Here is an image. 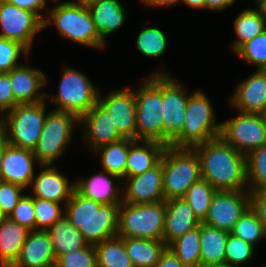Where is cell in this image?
<instances>
[{"mask_svg":"<svg viewBox=\"0 0 266 267\" xmlns=\"http://www.w3.org/2000/svg\"><path fill=\"white\" fill-rule=\"evenodd\" d=\"M56 263L52 242L46 231L32 230L12 267H50Z\"/></svg>","mask_w":266,"mask_h":267,"instance_id":"cb8c5ba5","label":"cell"},{"mask_svg":"<svg viewBox=\"0 0 266 267\" xmlns=\"http://www.w3.org/2000/svg\"><path fill=\"white\" fill-rule=\"evenodd\" d=\"M46 102L18 104L0 117L1 133L8 144L35 149L48 111Z\"/></svg>","mask_w":266,"mask_h":267,"instance_id":"5b68a950","label":"cell"},{"mask_svg":"<svg viewBox=\"0 0 266 267\" xmlns=\"http://www.w3.org/2000/svg\"><path fill=\"white\" fill-rule=\"evenodd\" d=\"M97 267H134L123 237L118 235L94 245Z\"/></svg>","mask_w":266,"mask_h":267,"instance_id":"d6a6232c","label":"cell"},{"mask_svg":"<svg viewBox=\"0 0 266 267\" xmlns=\"http://www.w3.org/2000/svg\"><path fill=\"white\" fill-rule=\"evenodd\" d=\"M82 139L90 151L117 142L123 137L113 124L110 113L98 101L87 113L79 118Z\"/></svg>","mask_w":266,"mask_h":267,"instance_id":"2e32d148","label":"cell"},{"mask_svg":"<svg viewBox=\"0 0 266 267\" xmlns=\"http://www.w3.org/2000/svg\"><path fill=\"white\" fill-rule=\"evenodd\" d=\"M200 159L201 178L217 191L249 190L247 156L221 136L193 147Z\"/></svg>","mask_w":266,"mask_h":267,"instance_id":"6da1fadb","label":"cell"},{"mask_svg":"<svg viewBox=\"0 0 266 267\" xmlns=\"http://www.w3.org/2000/svg\"><path fill=\"white\" fill-rule=\"evenodd\" d=\"M38 167L42 169L32 179L29 189H32L33 194L30 195L66 205L74 190V182L61 174L54 164Z\"/></svg>","mask_w":266,"mask_h":267,"instance_id":"ffe728a7","label":"cell"},{"mask_svg":"<svg viewBox=\"0 0 266 267\" xmlns=\"http://www.w3.org/2000/svg\"><path fill=\"white\" fill-rule=\"evenodd\" d=\"M37 162V163H36ZM38 163L33 151L7 143L2 160L1 181L21 185L29 189Z\"/></svg>","mask_w":266,"mask_h":267,"instance_id":"44dd1931","label":"cell"},{"mask_svg":"<svg viewBox=\"0 0 266 267\" xmlns=\"http://www.w3.org/2000/svg\"><path fill=\"white\" fill-rule=\"evenodd\" d=\"M246 156L249 192L266 190V145L252 150Z\"/></svg>","mask_w":266,"mask_h":267,"instance_id":"74e56055","label":"cell"},{"mask_svg":"<svg viewBox=\"0 0 266 267\" xmlns=\"http://www.w3.org/2000/svg\"><path fill=\"white\" fill-rule=\"evenodd\" d=\"M256 8V9H255ZM232 25L236 40L231 44V50L235 52L242 44L252 40L266 30V21L258 8H245L235 18Z\"/></svg>","mask_w":266,"mask_h":267,"instance_id":"1f68e13d","label":"cell"},{"mask_svg":"<svg viewBox=\"0 0 266 267\" xmlns=\"http://www.w3.org/2000/svg\"><path fill=\"white\" fill-rule=\"evenodd\" d=\"M200 225L172 241L167 247L188 267L200 266Z\"/></svg>","mask_w":266,"mask_h":267,"instance_id":"836d02e7","label":"cell"},{"mask_svg":"<svg viewBox=\"0 0 266 267\" xmlns=\"http://www.w3.org/2000/svg\"><path fill=\"white\" fill-rule=\"evenodd\" d=\"M160 162L165 201L182 198L188 188L201 178L200 159L193 148L166 146Z\"/></svg>","mask_w":266,"mask_h":267,"instance_id":"8992f818","label":"cell"},{"mask_svg":"<svg viewBox=\"0 0 266 267\" xmlns=\"http://www.w3.org/2000/svg\"><path fill=\"white\" fill-rule=\"evenodd\" d=\"M98 101L110 113L118 133L123 138L137 140L135 90L125 86L111 90L104 97L99 91Z\"/></svg>","mask_w":266,"mask_h":267,"instance_id":"9a60e30c","label":"cell"},{"mask_svg":"<svg viewBox=\"0 0 266 267\" xmlns=\"http://www.w3.org/2000/svg\"><path fill=\"white\" fill-rule=\"evenodd\" d=\"M149 76L135 90L137 140L162 143V74Z\"/></svg>","mask_w":266,"mask_h":267,"instance_id":"30bf717a","label":"cell"},{"mask_svg":"<svg viewBox=\"0 0 266 267\" xmlns=\"http://www.w3.org/2000/svg\"><path fill=\"white\" fill-rule=\"evenodd\" d=\"M76 3H79L81 5H84L86 7L90 6L93 3L99 2L100 0H70Z\"/></svg>","mask_w":266,"mask_h":267,"instance_id":"9f6ffc18","label":"cell"},{"mask_svg":"<svg viewBox=\"0 0 266 267\" xmlns=\"http://www.w3.org/2000/svg\"><path fill=\"white\" fill-rule=\"evenodd\" d=\"M255 4L266 21V0H255Z\"/></svg>","mask_w":266,"mask_h":267,"instance_id":"11a10c76","label":"cell"},{"mask_svg":"<svg viewBox=\"0 0 266 267\" xmlns=\"http://www.w3.org/2000/svg\"><path fill=\"white\" fill-rule=\"evenodd\" d=\"M255 247L243 239L229 233L225 247V262L233 267L249 263L255 256Z\"/></svg>","mask_w":266,"mask_h":267,"instance_id":"60d3db41","label":"cell"},{"mask_svg":"<svg viewBox=\"0 0 266 267\" xmlns=\"http://www.w3.org/2000/svg\"><path fill=\"white\" fill-rule=\"evenodd\" d=\"M29 55L30 51L21 43L0 37V72H10L22 64L18 62L21 56Z\"/></svg>","mask_w":266,"mask_h":267,"instance_id":"b9f144b4","label":"cell"},{"mask_svg":"<svg viewBox=\"0 0 266 267\" xmlns=\"http://www.w3.org/2000/svg\"><path fill=\"white\" fill-rule=\"evenodd\" d=\"M237 57L255 66L256 70L266 69V30L242 44L235 52Z\"/></svg>","mask_w":266,"mask_h":267,"instance_id":"f35d334b","label":"cell"},{"mask_svg":"<svg viewBox=\"0 0 266 267\" xmlns=\"http://www.w3.org/2000/svg\"><path fill=\"white\" fill-rule=\"evenodd\" d=\"M237 0H205V10L223 11L228 7H232Z\"/></svg>","mask_w":266,"mask_h":267,"instance_id":"f907efd6","label":"cell"},{"mask_svg":"<svg viewBox=\"0 0 266 267\" xmlns=\"http://www.w3.org/2000/svg\"><path fill=\"white\" fill-rule=\"evenodd\" d=\"M7 145V140L4 135L0 132V180H1V172H2V160L4 155V149Z\"/></svg>","mask_w":266,"mask_h":267,"instance_id":"db71d44e","label":"cell"},{"mask_svg":"<svg viewBox=\"0 0 266 267\" xmlns=\"http://www.w3.org/2000/svg\"><path fill=\"white\" fill-rule=\"evenodd\" d=\"M229 106L236 111L264 114L266 111V71L255 70L237 84L229 98Z\"/></svg>","mask_w":266,"mask_h":267,"instance_id":"ac0fdd59","label":"cell"},{"mask_svg":"<svg viewBox=\"0 0 266 267\" xmlns=\"http://www.w3.org/2000/svg\"><path fill=\"white\" fill-rule=\"evenodd\" d=\"M7 3L15 5L21 9L32 11L36 13L42 20H44L47 10L46 7L48 0H5ZM56 0H52L55 2ZM46 8V9H45ZM46 10L45 14H41L42 11Z\"/></svg>","mask_w":266,"mask_h":267,"instance_id":"7dc6e473","label":"cell"},{"mask_svg":"<svg viewBox=\"0 0 266 267\" xmlns=\"http://www.w3.org/2000/svg\"><path fill=\"white\" fill-rule=\"evenodd\" d=\"M8 218L13 222L25 226L30 231L36 230L34 197L30 193L27 195L24 193Z\"/></svg>","mask_w":266,"mask_h":267,"instance_id":"ee69618b","label":"cell"},{"mask_svg":"<svg viewBox=\"0 0 266 267\" xmlns=\"http://www.w3.org/2000/svg\"><path fill=\"white\" fill-rule=\"evenodd\" d=\"M208 98L201 90L190 93L182 132L171 142L170 146L193 148L220 136L221 122L217 123L214 106Z\"/></svg>","mask_w":266,"mask_h":267,"instance_id":"277c9868","label":"cell"},{"mask_svg":"<svg viewBox=\"0 0 266 267\" xmlns=\"http://www.w3.org/2000/svg\"><path fill=\"white\" fill-rule=\"evenodd\" d=\"M135 140L122 138L117 142L103 145L95 152L100 158L102 170L119 177L126 178V164L129 153V146Z\"/></svg>","mask_w":266,"mask_h":267,"instance_id":"4dcf8cb0","label":"cell"},{"mask_svg":"<svg viewBox=\"0 0 266 267\" xmlns=\"http://www.w3.org/2000/svg\"><path fill=\"white\" fill-rule=\"evenodd\" d=\"M43 20V29L55 25L56 32L65 39L92 49H104L106 43L98 34L88 8L73 1L56 0Z\"/></svg>","mask_w":266,"mask_h":267,"instance_id":"3957f363","label":"cell"},{"mask_svg":"<svg viewBox=\"0 0 266 267\" xmlns=\"http://www.w3.org/2000/svg\"><path fill=\"white\" fill-rule=\"evenodd\" d=\"M162 74V102L159 115L162 119V144L169 146L182 132L185 122V109L189 94L185 86L175 79L171 73L163 69L152 72ZM174 77V78H173Z\"/></svg>","mask_w":266,"mask_h":267,"instance_id":"8fae6325","label":"cell"},{"mask_svg":"<svg viewBox=\"0 0 266 267\" xmlns=\"http://www.w3.org/2000/svg\"><path fill=\"white\" fill-rule=\"evenodd\" d=\"M155 267H188L183 264L178 257L166 247V249L160 255L159 261Z\"/></svg>","mask_w":266,"mask_h":267,"instance_id":"681fc988","label":"cell"},{"mask_svg":"<svg viewBox=\"0 0 266 267\" xmlns=\"http://www.w3.org/2000/svg\"><path fill=\"white\" fill-rule=\"evenodd\" d=\"M122 184L125 187L122 188L123 202L125 203L147 204L165 200L161 162L140 175L124 178Z\"/></svg>","mask_w":266,"mask_h":267,"instance_id":"e0dca14e","label":"cell"},{"mask_svg":"<svg viewBox=\"0 0 266 267\" xmlns=\"http://www.w3.org/2000/svg\"><path fill=\"white\" fill-rule=\"evenodd\" d=\"M251 207L256 211L266 231V190L250 193Z\"/></svg>","mask_w":266,"mask_h":267,"instance_id":"c3c4849f","label":"cell"},{"mask_svg":"<svg viewBox=\"0 0 266 267\" xmlns=\"http://www.w3.org/2000/svg\"><path fill=\"white\" fill-rule=\"evenodd\" d=\"M120 204L102 205L73 190L65 216L88 244L96 245L117 235Z\"/></svg>","mask_w":266,"mask_h":267,"instance_id":"7a4b0ae2","label":"cell"},{"mask_svg":"<svg viewBox=\"0 0 266 267\" xmlns=\"http://www.w3.org/2000/svg\"><path fill=\"white\" fill-rule=\"evenodd\" d=\"M233 235L243 239L252 246L266 238V231L256 211L250 206L236 222Z\"/></svg>","mask_w":266,"mask_h":267,"instance_id":"8d00e7d4","label":"cell"},{"mask_svg":"<svg viewBox=\"0 0 266 267\" xmlns=\"http://www.w3.org/2000/svg\"><path fill=\"white\" fill-rule=\"evenodd\" d=\"M165 212V200L147 204L122 202L119 208L117 235L162 240Z\"/></svg>","mask_w":266,"mask_h":267,"instance_id":"9c48e42d","label":"cell"},{"mask_svg":"<svg viewBox=\"0 0 266 267\" xmlns=\"http://www.w3.org/2000/svg\"><path fill=\"white\" fill-rule=\"evenodd\" d=\"M36 230L46 231L65 214V205L34 197Z\"/></svg>","mask_w":266,"mask_h":267,"instance_id":"ab89813d","label":"cell"},{"mask_svg":"<svg viewBox=\"0 0 266 267\" xmlns=\"http://www.w3.org/2000/svg\"><path fill=\"white\" fill-rule=\"evenodd\" d=\"M136 48L143 56L158 58L165 54L168 40L165 33L156 26L142 27L136 38Z\"/></svg>","mask_w":266,"mask_h":267,"instance_id":"d590c367","label":"cell"},{"mask_svg":"<svg viewBox=\"0 0 266 267\" xmlns=\"http://www.w3.org/2000/svg\"><path fill=\"white\" fill-rule=\"evenodd\" d=\"M229 232L200 223V265L225 262Z\"/></svg>","mask_w":266,"mask_h":267,"instance_id":"f1b7e54d","label":"cell"},{"mask_svg":"<svg viewBox=\"0 0 266 267\" xmlns=\"http://www.w3.org/2000/svg\"><path fill=\"white\" fill-rule=\"evenodd\" d=\"M165 147L166 145L156 141L135 140L129 146L126 178L140 175L156 166Z\"/></svg>","mask_w":266,"mask_h":267,"instance_id":"484cf974","label":"cell"},{"mask_svg":"<svg viewBox=\"0 0 266 267\" xmlns=\"http://www.w3.org/2000/svg\"><path fill=\"white\" fill-rule=\"evenodd\" d=\"M0 37L24 45L30 52L34 37L43 29V20L34 12L0 0Z\"/></svg>","mask_w":266,"mask_h":267,"instance_id":"4fadbf2b","label":"cell"},{"mask_svg":"<svg viewBox=\"0 0 266 267\" xmlns=\"http://www.w3.org/2000/svg\"><path fill=\"white\" fill-rule=\"evenodd\" d=\"M30 230L6 217L0 223V266L12 267Z\"/></svg>","mask_w":266,"mask_h":267,"instance_id":"4316f807","label":"cell"},{"mask_svg":"<svg viewBox=\"0 0 266 267\" xmlns=\"http://www.w3.org/2000/svg\"><path fill=\"white\" fill-rule=\"evenodd\" d=\"M180 4H185L187 7H190L192 9H199L204 10L205 9V0H180Z\"/></svg>","mask_w":266,"mask_h":267,"instance_id":"f5cc1de1","label":"cell"},{"mask_svg":"<svg viewBox=\"0 0 266 267\" xmlns=\"http://www.w3.org/2000/svg\"><path fill=\"white\" fill-rule=\"evenodd\" d=\"M43 70L20 64L10 71V82L14 98L19 104L38 103L46 99L42 88L48 83Z\"/></svg>","mask_w":266,"mask_h":267,"instance_id":"7402d4cb","label":"cell"},{"mask_svg":"<svg viewBox=\"0 0 266 267\" xmlns=\"http://www.w3.org/2000/svg\"><path fill=\"white\" fill-rule=\"evenodd\" d=\"M87 8L98 34L105 42L110 34L124 26L128 15L120 0H100Z\"/></svg>","mask_w":266,"mask_h":267,"instance_id":"d4e9b609","label":"cell"},{"mask_svg":"<svg viewBox=\"0 0 266 267\" xmlns=\"http://www.w3.org/2000/svg\"><path fill=\"white\" fill-rule=\"evenodd\" d=\"M216 192L217 190L206 179L200 178L188 188L182 198L192 208L198 220L203 222Z\"/></svg>","mask_w":266,"mask_h":267,"instance_id":"e575fe53","label":"cell"},{"mask_svg":"<svg viewBox=\"0 0 266 267\" xmlns=\"http://www.w3.org/2000/svg\"><path fill=\"white\" fill-rule=\"evenodd\" d=\"M199 267H233L226 262L200 265Z\"/></svg>","mask_w":266,"mask_h":267,"instance_id":"6f0895ef","label":"cell"},{"mask_svg":"<svg viewBox=\"0 0 266 267\" xmlns=\"http://www.w3.org/2000/svg\"><path fill=\"white\" fill-rule=\"evenodd\" d=\"M18 104L11 87L10 72H0V117Z\"/></svg>","mask_w":266,"mask_h":267,"instance_id":"bcb514c9","label":"cell"},{"mask_svg":"<svg viewBox=\"0 0 266 267\" xmlns=\"http://www.w3.org/2000/svg\"><path fill=\"white\" fill-rule=\"evenodd\" d=\"M140 2L143 3L145 7H148V8L156 7L157 9V7L158 8H162V7L169 8L171 6H175L179 4L180 0H140Z\"/></svg>","mask_w":266,"mask_h":267,"instance_id":"816d5d0a","label":"cell"},{"mask_svg":"<svg viewBox=\"0 0 266 267\" xmlns=\"http://www.w3.org/2000/svg\"><path fill=\"white\" fill-rule=\"evenodd\" d=\"M237 112V116L221 122L220 136L234 149L248 155L266 145V119L264 114Z\"/></svg>","mask_w":266,"mask_h":267,"instance_id":"7c38bea8","label":"cell"},{"mask_svg":"<svg viewBox=\"0 0 266 267\" xmlns=\"http://www.w3.org/2000/svg\"><path fill=\"white\" fill-rule=\"evenodd\" d=\"M200 221L183 198L166 200L162 240L168 246L172 241L198 227Z\"/></svg>","mask_w":266,"mask_h":267,"instance_id":"603a6c76","label":"cell"},{"mask_svg":"<svg viewBox=\"0 0 266 267\" xmlns=\"http://www.w3.org/2000/svg\"><path fill=\"white\" fill-rule=\"evenodd\" d=\"M53 245L56 260L69 252L77 251L88 243L80 231L64 215L46 230Z\"/></svg>","mask_w":266,"mask_h":267,"instance_id":"83f0119b","label":"cell"},{"mask_svg":"<svg viewBox=\"0 0 266 267\" xmlns=\"http://www.w3.org/2000/svg\"><path fill=\"white\" fill-rule=\"evenodd\" d=\"M250 206L249 190L217 191L203 223L230 233Z\"/></svg>","mask_w":266,"mask_h":267,"instance_id":"5bb4252c","label":"cell"},{"mask_svg":"<svg viewBox=\"0 0 266 267\" xmlns=\"http://www.w3.org/2000/svg\"><path fill=\"white\" fill-rule=\"evenodd\" d=\"M80 126L79 117L67 111L49 110L38 143L33 150L38 163L53 165L72 142L73 132Z\"/></svg>","mask_w":266,"mask_h":267,"instance_id":"52a82bcc","label":"cell"},{"mask_svg":"<svg viewBox=\"0 0 266 267\" xmlns=\"http://www.w3.org/2000/svg\"><path fill=\"white\" fill-rule=\"evenodd\" d=\"M62 72L57 93L46 94V99L55 104L53 109L72 112L80 118L98 102L100 89L85 73L72 66H64Z\"/></svg>","mask_w":266,"mask_h":267,"instance_id":"ba28073f","label":"cell"},{"mask_svg":"<svg viewBox=\"0 0 266 267\" xmlns=\"http://www.w3.org/2000/svg\"><path fill=\"white\" fill-rule=\"evenodd\" d=\"M122 182L119 177L101 170L91 176L76 178L74 189L82 196L102 205L121 204L123 202L122 189H120L123 188Z\"/></svg>","mask_w":266,"mask_h":267,"instance_id":"d6986e66","label":"cell"},{"mask_svg":"<svg viewBox=\"0 0 266 267\" xmlns=\"http://www.w3.org/2000/svg\"><path fill=\"white\" fill-rule=\"evenodd\" d=\"M134 267H155L167 245L163 240L123 237Z\"/></svg>","mask_w":266,"mask_h":267,"instance_id":"f546056e","label":"cell"},{"mask_svg":"<svg viewBox=\"0 0 266 267\" xmlns=\"http://www.w3.org/2000/svg\"><path fill=\"white\" fill-rule=\"evenodd\" d=\"M6 218V216L3 214L1 208H0V223Z\"/></svg>","mask_w":266,"mask_h":267,"instance_id":"680465c9","label":"cell"},{"mask_svg":"<svg viewBox=\"0 0 266 267\" xmlns=\"http://www.w3.org/2000/svg\"><path fill=\"white\" fill-rule=\"evenodd\" d=\"M25 190L21 185L0 180V208L6 217L12 213Z\"/></svg>","mask_w":266,"mask_h":267,"instance_id":"f6af8a7d","label":"cell"},{"mask_svg":"<svg viewBox=\"0 0 266 267\" xmlns=\"http://www.w3.org/2000/svg\"><path fill=\"white\" fill-rule=\"evenodd\" d=\"M58 267H97L94 245L85 247L60 256L55 263Z\"/></svg>","mask_w":266,"mask_h":267,"instance_id":"7bdbcfd3","label":"cell"}]
</instances>
